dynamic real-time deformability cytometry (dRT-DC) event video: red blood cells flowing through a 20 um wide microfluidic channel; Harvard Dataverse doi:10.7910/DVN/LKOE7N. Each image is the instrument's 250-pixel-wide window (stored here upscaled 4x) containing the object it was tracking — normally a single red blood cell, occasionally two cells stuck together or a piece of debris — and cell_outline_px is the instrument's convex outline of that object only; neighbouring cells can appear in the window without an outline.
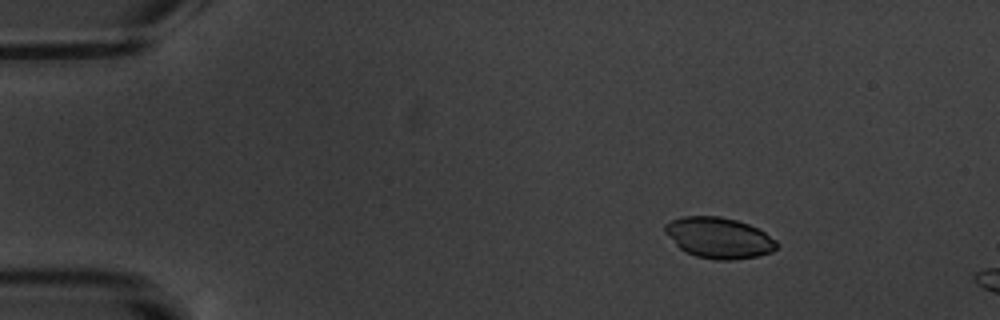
{"species": "common noctule bat (a hibernating species)", "species_latin": "Nyctalus noctula", "temperature_condition": "warm", "stored_images_in_passage": 3, "camera_frame_rate_fps": 3000, "um_per_image_px": 0.085, "animal": {"sex": "male", "body_mass_g": 20.1, "forearm_length_mm": 53.5}, "frame": {"image": 1, "passage_image": 1, "time_ms": 0.0, "image_size_px": [1000, 320], "cell_outline_px": [[780, 244], [772, 252], [756, 256], [732, 260], [716, 260], [696, 256], [680, 248], [664, 232], [664, 224], [672, 220], [684, 216], [720, 216], [736, 220], [748, 224], [764, 232], [776, 240]], "centroid_in_image_um": [61.11, 20.21], "position_along_channel_um": 23.9, "area_um2": 26.47}}